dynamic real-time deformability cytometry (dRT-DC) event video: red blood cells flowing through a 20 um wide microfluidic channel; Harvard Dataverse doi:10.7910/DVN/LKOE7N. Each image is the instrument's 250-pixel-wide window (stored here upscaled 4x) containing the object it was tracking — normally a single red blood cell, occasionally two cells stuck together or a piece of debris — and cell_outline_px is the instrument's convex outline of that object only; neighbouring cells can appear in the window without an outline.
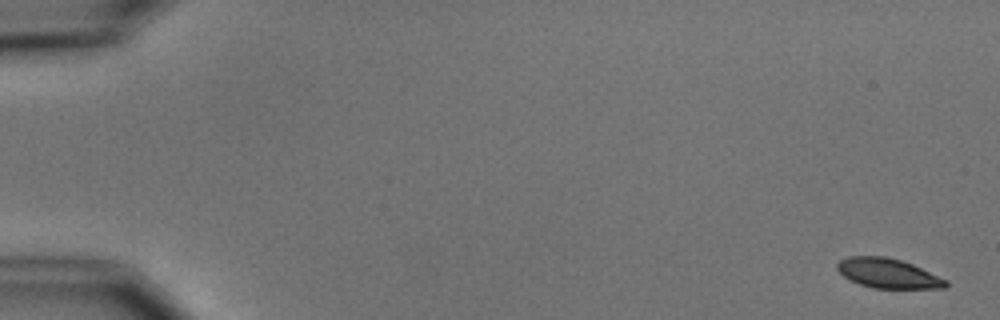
{"species": "common noctule bat (a hibernating species)", "species_latin": "Nyctalus noctula", "temperature_condition": "cold", "stored_images_in_passage": 7, "camera_frame_rate_fps": 3000, "um_per_image_px": 0.085, "animal": {"sex": "male", "body_mass_g": 15.6}, "frame": {"image": 1, "passage_image": 1, "time_ms": 0.0, "image_size_px": [1000, 320], "cell_outline_px": [[948, 284], [944, 288], [872, 288], [860, 284], [844, 276], [836, 268], [836, 264], [840, 260], [848, 256], [884, 256], [900, 260], [912, 264], [948, 280]], "centroid_in_image_um": [75.48, 23.23], "position_along_channel_um": 9.5, "area_um2": 18.61}}
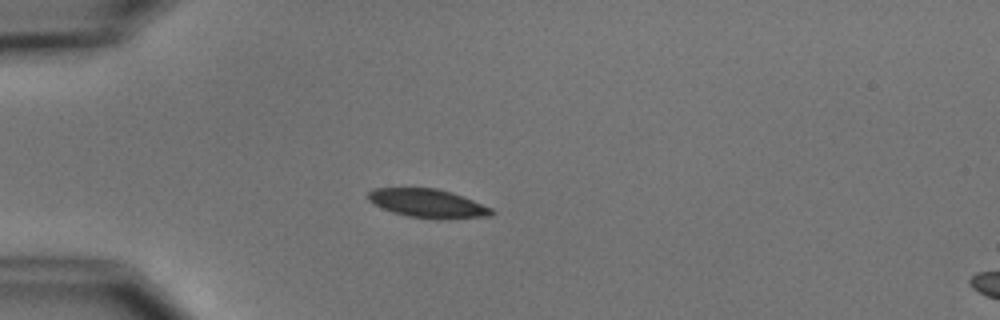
{"frame": {"image": 2, "passage_image": 5, "time_ms": 4.667, "image_size_px": [1000, 320], "cell_outline_px": [[496, 212], [492, 216], [448, 220], [440, 220], [408, 216], [392, 212], [368, 200], [368, 192], [372, 188], [436, 188], [452, 192], [492, 208]], "centroid_in_image_um": [36.42, 17.3], "position_along_channel_um": 48.6, "area_um2": 20.81}}